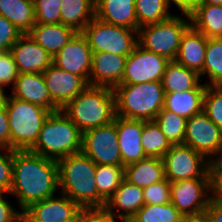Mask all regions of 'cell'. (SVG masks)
<instances>
[{
  "mask_svg": "<svg viewBox=\"0 0 222 222\" xmlns=\"http://www.w3.org/2000/svg\"><path fill=\"white\" fill-rule=\"evenodd\" d=\"M169 61L166 57L147 51L137 45L126 59L124 75L120 84L162 81Z\"/></svg>",
  "mask_w": 222,
  "mask_h": 222,
  "instance_id": "cell-11",
  "label": "cell"
},
{
  "mask_svg": "<svg viewBox=\"0 0 222 222\" xmlns=\"http://www.w3.org/2000/svg\"><path fill=\"white\" fill-rule=\"evenodd\" d=\"M82 152L96 165L122 166L115 118L111 123L83 133Z\"/></svg>",
  "mask_w": 222,
  "mask_h": 222,
  "instance_id": "cell-10",
  "label": "cell"
},
{
  "mask_svg": "<svg viewBox=\"0 0 222 222\" xmlns=\"http://www.w3.org/2000/svg\"><path fill=\"white\" fill-rule=\"evenodd\" d=\"M206 87L207 85L203 83L193 90L167 93L165 94L163 108L189 119L203 111V98Z\"/></svg>",
  "mask_w": 222,
  "mask_h": 222,
  "instance_id": "cell-25",
  "label": "cell"
},
{
  "mask_svg": "<svg viewBox=\"0 0 222 222\" xmlns=\"http://www.w3.org/2000/svg\"><path fill=\"white\" fill-rule=\"evenodd\" d=\"M83 133L62 111L51 112L45 119L31 152L59 160L82 151Z\"/></svg>",
  "mask_w": 222,
  "mask_h": 222,
  "instance_id": "cell-4",
  "label": "cell"
},
{
  "mask_svg": "<svg viewBox=\"0 0 222 222\" xmlns=\"http://www.w3.org/2000/svg\"><path fill=\"white\" fill-rule=\"evenodd\" d=\"M189 17L191 26L205 37L222 36V5L200 4Z\"/></svg>",
  "mask_w": 222,
  "mask_h": 222,
  "instance_id": "cell-28",
  "label": "cell"
},
{
  "mask_svg": "<svg viewBox=\"0 0 222 222\" xmlns=\"http://www.w3.org/2000/svg\"><path fill=\"white\" fill-rule=\"evenodd\" d=\"M125 180L140 188L165 179L163 159L147 157L124 167Z\"/></svg>",
  "mask_w": 222,
  "mask_h": 222,
  "instance_id": "cell-26",
  "label": "cell"
},
{
  "mask_svg": "<svg viewBox=\"0 0 222 222\" xmlns=\"http://www.w3.org/2000/svg\"><path fill=\"white\" fill-rule=\"evenodd\" d=\"M116 116L152 121L163 109L165 92L161 81L120 84L114 88Z\"/></svg>",
  "mask_w": 222,
  "mask_h": 222,
  "instance_id": "cell-5",
  "label": "cell"
},
{
  "mask_svg": "<svg viewBox=\"0 0 222 222\" xmlns=\"http://www.w3.org/2000/svg\"><path fill=\"white\" fill-rule=\"evenodd\" d=\"M10 52L19 73H43L53 61V57L28 33L19 37Z\"/></svg>",
  "mask_w": 222,
  "mask_h": 222,
  "instance_id": "cell-17",
  "label": "cell"
},
{
  "mask_svg": "<svg viewBox=\"0 0 222 222\" xmlns=\"http://www.w3.org/2000/svg\"><path fill=\"white\" fill-rule=\"evenodd\" d=\"M61 23L82 32L95 17V0H63Z\"/></svg>",
  "mask_w": 222,
  "mask_h": 222,
  "instance_id": "cell-29",
  "label": "cell"
},
{
  "mask_svg": "<svg viewBox=\"0 0 222 222\" xmlns=\"http://www.w3.org/2000/svg\"><path fill=\"white\" fill-rule=\"evenodd\" d=\"M203 112L222 129V88L207 85L203 98Z\"/></svg>",
  "mask_w": 222,
  "mask_h": 222,
  "instance_id": "cell-37",
  "label": "cell"
},
{
  "mask_svg": "<svg viewBox=\"0 0 222 222\" xmlns=\"http://www.w3.org/2000/svg\"><path fill=\"white\" fill-rule=\"evenodd\" d=\"M92 50L82 32H76L69 42L53 56L58 68L84 78L90 85Z\"/></svg>",
  "mask_w": 222,
  "mask_h": 222,
  "instance_id": "cell-13",
  "label": "cell"
},
{
  "mask_svg": "<svg viewBox=\"0 0 222 222\" xmlns=\"http://www.w3.org/2000/svg\"><path fill=\"white\" fill-rule=\"evenodd\" d=\"M209 78L205 82L209 86L222 85V40L220 38H208L206 56L203 65V75Z\"/></svg>",
  "mask_w": 222,
  "mask_h": 222,
  "instance_id": "cell-34",
  "label": "cell"
},
{
  "mask_svg": "<svg viewBox=\"0 0 222 222\" xmlns=\"http://www.w3.org/2000/svg\"><path fill=\"white\" fill-rule=\"evenodd\" d=\"M63 0H33L35 23H61V3Z\"/></svg>",
  "mask_w": 222,
  "mask_h": 222,
  "instance_id": "cell-38",
  "label": "cell"
},
{
  "mask_svg": "<svg viewBox=\"0 0 222 222\" xmlns=\"http://www.w3.org/2000/svg\"><path fill=\"white\" fill-rule=\"evenodd\" d=\"M181 213L171 202L167 204H145L129 222H179Z\"/></svg>",
  "mask_w": 222,
  "mask_h": 222,
  "instance_id": "cell-36",
  "label": "cell"
},
{
  "mask_svg": "<svg viewBox=\"0 0 222 222\" xmlns=\"http://www.w3.org/2000/svg\"><path fill=\"white\" fill-rule=\"evenodd\" d=\"M167 0H135L138 29L171 18Z\"/></svg>",
  "mask_w": 222,
  "mask_h": 222,
  "instance_id": "cell-32",
  "label": "cell"
},
{
  "mask_svg": "<svg viewBox=\"0 0 222 222\" xmlns=\"http://www.w3.org/2000/svg\"><path fill=\"white\" fill-rule=\"evenodd\" d=\"M208 222H222V201L211 197L210 202L205 209Z\"/></svg>",
  "mask_w": 222,
  "mask_h": 222,
  "instance_id": "cell-46",
  "label": "cell"
},
{
  "mask_svg": "<svg viewBox=\"0 0 222 222\" xmlns=\"http://www.w3.org/2000/svg\"><path fill=\"white\" fill-rule=\"evenodd\" d=\"M115 124L122 166L147 158L141 140L144 121L115 116Z\"/></svg>",
  "mask_w": 222,
  "mask_h": 222,
  "instance_id": "cell-18",
  "label": "cell"
},
{
  "mask_svg": "<svg viewBox=\"0 0 222 222\" xmlns=\"http://www.w3.org/2000/svg\"><path fill=\"white\" fill-rule=\"evenodd\" d=\"M3 194L0 193V222H14L23 212L14 209L10 202L5 200Z\"/></svg>",
  "mask_w": 222,
  "mask_h": 222,
  "instance_id": "cell-44",
  "label": "cell"
},
{
  "mask_svg": "<svg viewBox=\"0 0 222 222\" xmlns=\"http://www.w3.org/2000/svg\"><path fill=\"white\" fill-rule=\"evenodd\" d=\"M76 31L62 23L35 25L28 32L41 47H43L52 57L58 53L74 36Z\"/></svg>",
  "mask_w": 222,
  "mask_h": 222,
  "instance_id": "cell-24",
  "label": "cell"
},
{
  "mask_svg": "<svg viewBox=\"0 0 222 222\" xmlns=\"http://www.w3.org/2000/svg\"><path fill=\"white\" fill-rule=\"evenodd\" d=\"M5 89L0 86V108L6 107L8 96L5 92Z\"/></svg>",
  "mask_w": 222,
  "mask_h": 222,
  "instance_id": "cell-51",
  "label": "cell"
},
{
  "mask_svg": "<svg viewBox=\"0 0 222 222\" xmlns=\"http://www.w3.org/2000/svg\"><path fill=\"white\" fill-rule=\"evenodd\" d=\"M12 148L0 147V193H8L12 186L13 175Z\"/></svg>",
  "mask_w": 222,
  "mask_h": 222,
  "instance_id": "cell-40",
  "label": "cell"
},
{
  "mask_svg": "<svg viewBox=\"0 0 222 222\" xmlns=\"http://www.w3.org/2000/svg\"><path fill=\"white\" fill-rule=\"evenodd\" d=\"M95 16L113 25L138 30L135 0H95Z\"/></svg>",
  "mask_w": 222,
  "mask_h": 222,
  "instance_id": "cell-23",
  "label": "cell"
},
{
  "mask_svg": "<svg viewBox=\"0 0 222 222\" xmlns=\"http://www.w3.org/2000/svg\"><path fill=\"white\" fill-rule=\"evenodd\" d=\"M201 4H210V5L218 4V5H222V0H201Z\"/></svg>",
  "mask_w": 222,
  "mask_h": 222,
  "instance_id": "cell-52",
  "label": "cell"
},
{
  "mask_svg": "<svg viewBox=\"0 0 222 222\" xmlns=\"http://www.w3.org/2000/svg\"><path fill=\"white\" fill-rule=\"evenodd\" d=\"M82 33L93 53L108 52L128 57L138 45V30L113 25L96 16Z\"/></svg>",
  "mask_w": 222,
  "mask_h": 222,
  "instance_id": "cell-8",
  "label": "cell"
},
{
  "mask_svg": "<svg viewBox=\"0 0 222 222\" xmlns=\"http://www.w3.org/2000/svg\"><path fill=\"white\" fill-rule=\"evenodd\" d=\"M0 147L10 148L9 118L6 107L0 108Z\"/></svg>",
  "mask_w": 222,
  "mask_h": 222,
  "instance_id": "cell-45",
  "label": "cell"
},
{
  "mask_svg": "<svg viewBox=\"0 0 222 222\" xmlns=\"http://www.w3.org/2000/svg\"><path fill=\"white\" fill-rule=\"evenodd\" d=\"M141 140L146 157L150 158L162 159L172 147L154 120L144 121Z\"/></svg>",
  "mask_w": 222,
  "mask_h": 222,
  "instance_id": "cell-31",
  "label": "cell"
},
{
  "mask_svg": "<svg viewBox=\"0 0 222 222\" xmlns=\"http://www.w3.org/2000/svg\"><path fill=\"white\" fill-rule=\"evenodd\" d=\"M42 74L51 102L58 110H62L89 86V83L84 78L64 71L53 63Z\"/></svg>",
  "mask_w": 222,
  "mask_h": 222,
  "instance_id": "cell-15",
  "label": "cell"
},
{
  "mask_svg": "<svg viewBox=\"0 0 222 222\" xmlns=\"http://www.w3.org/2000/svg\"><path fill=\"white\" fill-rule=\"evenodd\" d=\"M170 185L171 182L165 178L161 182L144 188V203L162 205L171 202Z\"/></svg>",
  "mask_w": 222,
  "mask_h": 222,
  "instance_id": "cell-39",
  "label": "cell"
},
{
  "mask_svg": "<svg viewBox=\"0 0 222 222\" xmlns=\"http://www.w3.org/2000/svg\"><path fill=\"white\" fill-rule=\"evenodd\" d=\"M61 196L35 202L23 211L30 222H76L82 209L76 202L60 192Z\"/></svg>",
  "mask_w": 222,
  "mask_h": 222,
  "instance_id": "cell-16",
  "label": "cell"
},
{
  "mask_svg": "<svg viewBox=\"0 0 222 222\" xmlns=\"http://www.w3.org/2000/svg\"><path fill=\"white\" fill-rule=\"evenodd\" d=\"M188 18V21H187ZM171 18L138 29V45L143 49L176 60L183 34L191 26L190 17Z\"/></svg>",
  "mask_w": 222,
  "mask_h": 222,
  "instance_id": "cell-7",
  "label": "cell"
},
{
  "mask_svg": "<svg viewBox=\"0 0 222 222\" xmlns=\"http://www.w3.org/2000/svg\"><path fill=\"white\" fill-rule=\"evenodd\" d=\"M200 75L176 60L167 63L162 78L165 94L172 92H185L195 89L200 84Z\"/></svg>",
  "mask_w": 222,
  "mask_h": 222,
  "instance_id": "cell-27",
  "label": "cell"
},
{
  "mask_svg": "<svg viewBox=\"0 0 222 222\" xmlns=\"http://www.w3.org/2000/svg\"><path fill=\"white\" fill-rule=\"evenodd\" d=\"M76 222H117L105 208H82Z\"/></svg>",
  "mask_w": 222,
  "mask_h": 222,
  "instance_id": "cell-43",
  "label": "cell"
},
{
  "mask_svg": "<svg viewBox=\"0 0 222 222\" xmlns=\"http://www.w3.org/2000/svg\"><path fill=\"white\" fill-rule=\"evenodd\" d=\"M154 121L172 145L183 144L187 119L163 108Z\"/></svg>",
  "mask_w": 222,
  "mask_h": 222,
  "instance_id": "cell-35",
  "label": "cell"
},
{
  "mask_svg": "<svg viewBox=\"0 0 222 222\" xmlns=\"http://www.w3.org/2000/svg\"><path fill=\"white\" fill-rule=\"evenodd\" d=\"M58 190L57 160L30 150H14L9 194L16 196L22 212L33 203L54 196Z\"/></svg>",
  "mask_w": 222,
  "mask_h": 222,
  "instance_id": "cell-1",
  "label": "cell"
},
{
  "mask_svg": "<svg viewBox=\"0 0 222 222\" xmlns=\"http://www.w3.org/2000/svg\"><path fill=\"white\" fill-rule=\"evenodd\" d=\"M170 192L171 203L182 215L205 212L212 197L211 179L171 182Z\"/></svg>",
  "mask_w": 222,
  "mask_h": 222,
  "instance_id": "cell-12",
  "label": "cell"
},
{
  "mask_svg": "<svg viewBox=\"0 0 222 222\" xmlns=\"http://www.w3.org/2000/svg\"><path fill=\"white\" fill-rule=\"evenodd\" d=\"M127 56L108 52L92 54L90 86L115 88L124 75Z\"/></svg>",
  "mask_w": 222,
  "mask_h": 222,
  "instance_id": "cell-19",
  "label": "cell"
},
{
  "mask_svg": "<svg viewBox=\"0 0 222 222\" xmlns=\"http://www.w3.org/2000/svg\"><path fill=\"white\" fill-rule=\"evenodd\" d=\"M6 111L9 118L10 148L30 150L39 137V132L51 113L42 106L8 96Z\"/></svg>",
  "mask_w": 222,
  "mask_h": 222,
  "instance_id": "cell-6",
  "label": "cell"
},
{
  "mask_svg": "<svg viewBox=\"0 0 222 222\" xmlns=\"http://www.w3.org/2000/svg\"><path fill=\"white\" fill-rule=\"evenodd\" d=\"M19 76V71L10 51H4L0 56V86H12Z\"/></svg>",
  "mask_w": 222,
  "mask_h": 222,
  "instance_id": "cell-41",
  "label": "cell"
},
{
  "mask_svg": "<svg viewBox=\"0 0 222 222\" xmlns=\"http://www.w3.org/2000/svg\"><path fill=\"white\" fill-rule=\"evenodd\" d=\"M14 222H30L27 218H26V216L22 213L19 217H18V219H16Z\"/></svg>",
  "mask_w": 222,
  "mask_h": 222,
  "instance_id": "cell-53",
  "label": "cell"
},
{
  "mask_svg": "<svg viewBox=\"0 0 222 222\" xmlns=\"http://www.w3.org/2000/svg\"><path fill=\"white\" fill-rule=\"evenodd\" d=\"M11 95L17 99L30 102L55 112L51 97L42 73H19Z\"/></svg>",
  "mask_w": 222,
  "mask_h": 222,
  "instance_id": "cell-21",
  "label": "cell"
},
{
  "mask_svg": "<svg viewBox=\"0 0 222 222\" xmlns=\"http://www.w3.org/2000/svg\"><path fill=\"white\" fill-rule=\"evenodd\" d=\"M179 222H208L205 212L181 215Z\"/></svg>",
  "mask_w": 222,
  "mask_h": 222,
  "instance_id": "cell-50",
  "label": "cell"
},
{
  "mask_svg": "<svg viewBox=\"0 0 222 222\" xmlns=\"http://www.w3.org/2000/svg\"><path fill=\"white\" fill-rule=\"evenodd\" d=\"M208 38L190 26L183 34L176 61L203 75Z\"/></svg>",
  "mask_w": 222,
  "mask_h": 222,
  "instance_id": "cell-22",
  "label": "cell"
},
{
  "mask_svg": "<svg viewBox=\"0 0 222 222\" xmlns=\"http://www.w3.org/2000/svg\"><path fill=\"white\" fill-rule=\"evenodd\" d=\"M222 143V129L202 111L187 119L183 144L190 146L208 160Z\"/></svg>",
  "mask_w": 222,
  "mask_h": 222,
  "instance_id": "cell-14",
  "label": "cell"
},
{
  "mask_svg": "<svg viewBox=\"0 0 222 222\" xmlns=\"http://www.w3.org/2000/svg\"><path fill=\"white\" fill-rule=\"evenodd\" d=\"M3 52H4V50L0 49V56L2 55Z\"/></svg>",
  "mask_w": 222,
  "mask_h": 222,
  "instance_id": "cell-54",
  "label": "cell"
},
{
  "mask_svg": "<svg viewBox=\"0 0 222 222\" xmlns=\"http://www.w3.org/2000/svg\"><path fill=\"white\" fill-rule=\"evenodd\" d=\"M0 15L4 16L22 33L35 25L33 0H0Z\"/></svg>",
  "mask_w": 222,
  "mask_h": 222,
  "instance_id": "cell-30",
  "label": "cell"
},
{
  "mask_svg": "<svg viewBox=\"0 0 222 222\" xmlns=\"http://www.w3.org/2000/svg\"><path fill=\"white\" fill-rule=\"evenodd\" d=\"M22 33L4 16L0 15V49L10 51Z\"/></svg>",
  "mask_w": 222,
  "mask_h": 222,
  "instance_id": "cell-42",
  "label": "cell"
},
{
  "mask_svg": "<svg viewBox=\"0 0 222 222\" xmlns=\"http://www.w3.org/2000/svg\"><path fill=\"white\" fill-rule=\"evenodd\" d=\"M217 170H222V143L209 159V172Z\"/></svg>",
  "mask_w": 222,
  "mask_h": 222,
  "instance_id": "cell-49",
  "label": "cell"
},
{
  "mask_svg": "<svg viewBox=\"0 0 222 222\" xmlns=\"http://www.w3.org/2000/svg\"><path fill=\"white\" fill-rule=\"evenodd\" d=\"M169 7L174 3L185 15L190 16L201 4V0H167Z\"/></svg>",
  "mask_w": 222,
  "mask_h": 222,
  "instance_id": "cell-47",
  "label": "cell"
},
{
  "mask_svg": "<svg viewBox=\"0 0 222 222\" xmlns=\"http://www.w3.org/2000/svg\"><path fill=\"white\" fill-rule=\"evenodd\" d=\"M62 111L82 133L111 123L116 116L114 89L89 85Z\"/></svg>",
  "mask_w": 222,
  "mask_h": 222,
  "instance_id": "cell-3",
  "label": "cell"
},
{
  "mask_svg": "<svg viewBox=\"0 0 222 222\" xmlns=\"http://www.w3.org/2000/svg\"><path fill=\"white\" fill-rule=\"evenodd\" d=\"M162 159L165 178L170 182L186 179H211L209 160L190 146L172 145Z\"/></svg>",
  "mask_w": 222,
  "mask_h": 222,
  "instance_id": "cell-9",
  "label": "cell"
},
{
  "mask_svg": "<svg viewBox=\"0 0 222 222\" xmlns=\"http://www.w3.org/2000/svg\"><path fill=\"white\" fill-rule=\"evenodd\" d=\"M144 205L143 188L133 185L124 179L112 197L106 202L104 208L116 219H120L121 222H129L134 214ZM117 208L120 211H117Z\"/></svg>",
  "mask_w": 222,
  "mask_h": 222,
  "instance_id": "cell-20",
  "label": "cell"
},
{
  "mask_svg": "<svg viewBox=\"0 0 222 222\" xmlns=\"http://www.w3.org/2000/svg\"><path fill=\"white\" fill-rule=\"evenodd\" d=\"M124 179V166L97 165L95 181L98 195L107 202Z\"/></svg>",
  "mask_w": 222,
  "mask_h": 222,
  "instance_id": "cell-33",
  "label": "cell"
},
{
  "mask_svg": "<svg viewBox=\"0 0 222 222\" xmlns=\"http://www.w3.org/2000/svg\"><path fill=\"white\" fill-rule=\"evenodd\" d=\"M59 190L81 208H104L95 181L97 165L82 151L57 160Z\"/></svg>",
  "mask_w": 222,
  "mask_h": 222,
  "instance_id": "cell-2",
  "label": "cell"
},
{
  "mask_svg": "<svg viewBox=\"0 0 222 222\" xmlns=\"http://www.w3.org/2000/svg\"><path fill=\"white\" fill-rule=\"evenodd\" d=\"M211 175V196L222 201V170L210 171Z\"/></svg>",
  "mask_w": 222,
  "mask_h": 222,
  "instance_id": "cell-48",
  "label": "cell"
}]
</instances>
